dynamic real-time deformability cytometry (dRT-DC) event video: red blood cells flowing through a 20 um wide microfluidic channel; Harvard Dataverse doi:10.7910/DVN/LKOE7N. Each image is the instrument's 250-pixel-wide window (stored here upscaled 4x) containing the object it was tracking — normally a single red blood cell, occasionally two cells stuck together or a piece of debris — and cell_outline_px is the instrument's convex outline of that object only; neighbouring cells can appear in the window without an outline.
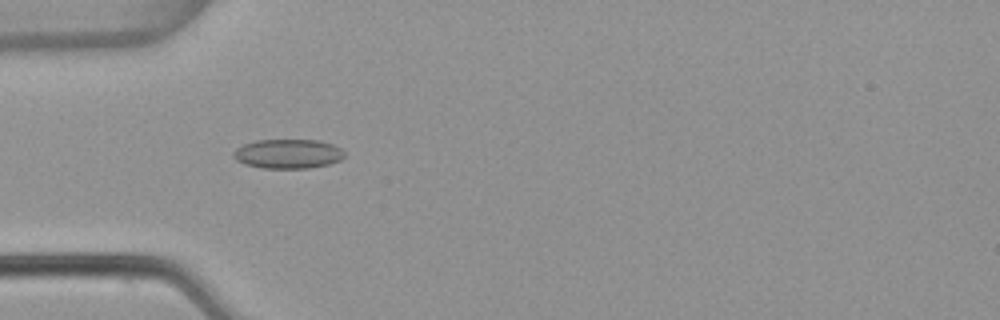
{"species": "common noctule bat (a hibernating species)", "species_latin": "Nyctalus noctula", "temperature_condition": "warm", "stored_images_in_passage": 7, "camera_frame_rate_fps": 3000, "um_per_image_px": 0.085, "animal": {"sex": "female", "body_mass_g": 22.7, "forearm_length_mm": 54.2}, "frame": {"image": 1, "passage_image": 5, "time_ms": 1.333, "image_size_px": [1000, 320], "cell_outline_px": [[344, 156], [340, 160], [328, 164], [308, 168], [260, 168], [244, 164], [236, 160], [232, 156], [232, 152], [236, 148], [244, 144], [256, 140], [320, 140], [332, 144], [340, 148], [344, 152]], "centroid_in_image_um": [24.44, 13.07], "position_along_channel_um": 60.6, "area_um2": 19.07}}
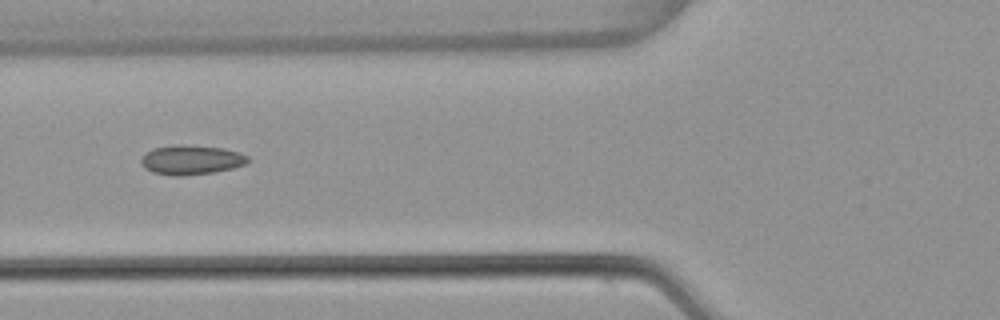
{"frame": {"image": 2, "passage_image": 6, "time_ms": 1.667, "image_size_px": [1000, 320], "cell_outline_px": [[248, 160], [244, 164], [232, 168], [212, 172], [180, 176], [172, 176], [152, 172], [144, 168], [140, 160], [152, 148], [172, 144], [184, 144], [224, 148], [240, 152], [248, 156]], "centroid_in_image_um": [16.23, 13.57], "position_along_channel_um": 109.6, "area_um2": 18.38}}
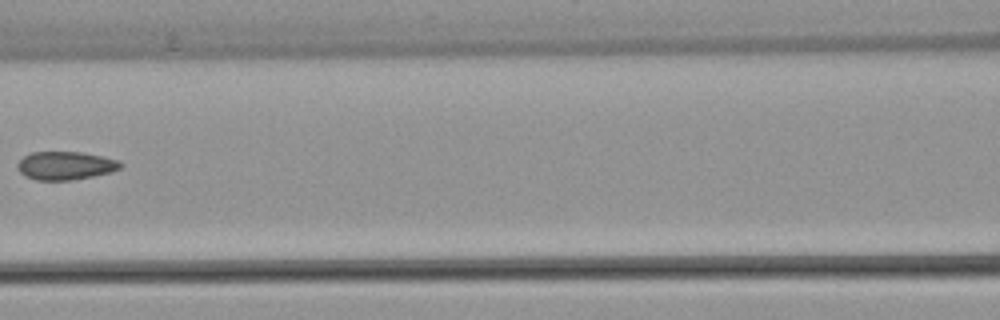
{"frame": {"image": 3, "passage_image": 7, "time_ms": 2.0, "image_size_px": [1000, 320], "cell_outline_px": [[124, 164], [120, 168], [112, 172], [72, 180], [36, 180], [24, 176], [16, 168], [16, 164], [24, 156], [32, 152], [80, 152], [100, 156], [116, 160]], "centroid_in_image_um": [5.53, 14.08], "position_along_channel_um": 161.1, "area_um2": 16.94}}